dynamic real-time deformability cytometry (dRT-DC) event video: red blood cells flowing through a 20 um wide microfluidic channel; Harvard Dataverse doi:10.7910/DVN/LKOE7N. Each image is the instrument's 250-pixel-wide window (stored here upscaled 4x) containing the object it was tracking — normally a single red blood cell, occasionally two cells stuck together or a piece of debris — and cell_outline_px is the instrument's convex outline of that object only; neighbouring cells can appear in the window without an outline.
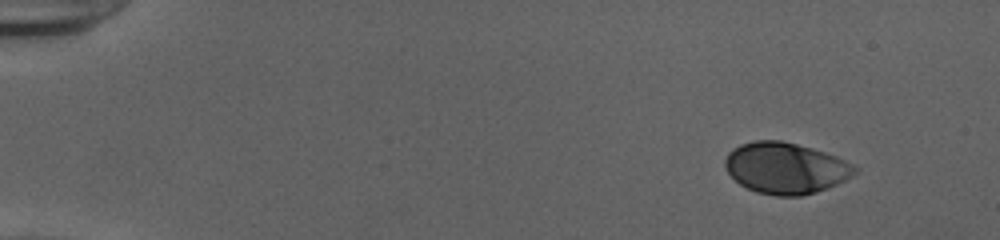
{"species": "human", "species_latin": "Homo sapiens", "temperature_condition": "cold", "stored_images_in_passage": 49, "camera_frame_rate_fps": 3000, "um_per_image_px": 0.085, "donor": {"sex": "female"}, "frame": {"image": 1, "passage_image": 1, "time_ms": 0.0, "image_size_px": [1000, 240], "cell_outline_px": [[860, 168], [852, 176], [836, 184], [816, 192], [800, 196], [776, 196], [756, 192], [740, 184], [728, 172], [724, 164], [724, 160], [728, 152], [732, 148], [740, 144], [752, 140], [780, 140], [812, 148], [836, 156]], "centroid_in_image_um": [66.76, 14.28], "position_along_channel_um": 18.2, "area_um2": 38.73}}
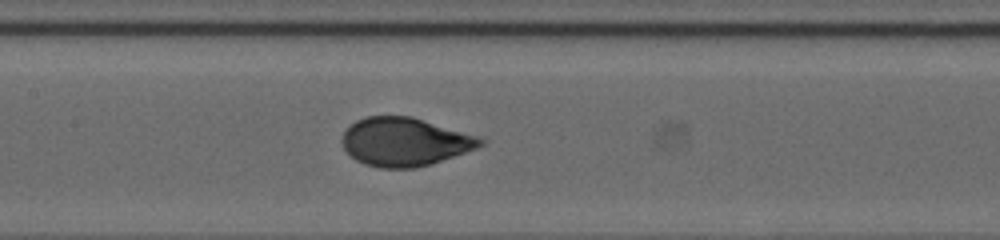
{"frame": {"image": 2, "passage_image": 23, "time_ms": 7.333, "image_size_px": [1000, 240], "cell_outline_px": [[484, 144], [476, 148], [432, 164], [416, 168], [380, 168], [364, 164], [356, 160], [344, 148], [340, 140], [344, 132], [356, 120], [368, 116], [412, 116], [480, 136], [484, 140]], "centroid_in_image_um": [34.41, 12.05], "position_along_channel_um": 173.0, "area_um2": 39.13}}
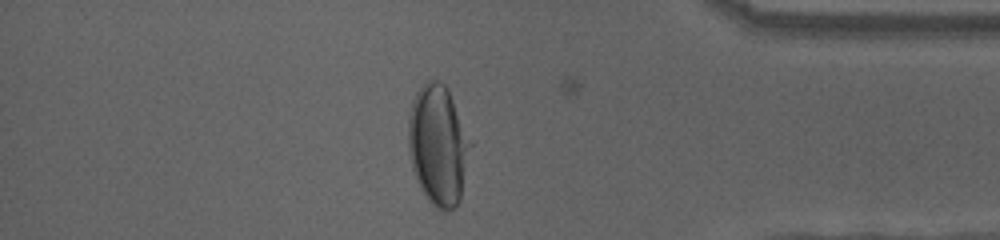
{"frame": {"image": 3, "passage_image": 42, "time_ms": 13.667, "image_size_px": [1000, 240], "cell_outline_px": [[472, 144], [460, 200], [452, 208], [436, 208], [428, 200], [420, 188], [416, 180], [412, 168], [408, 148], [408, 120], [412, 100], [416, 92], [432, 76], [440, 80], [448, 88]], "centroid_in_image_um": [37.23, 12.28], "position_along_channel_um": 398.0, "area_um2": 43.52}, "authors_computed_cell_mechanics": {"area_um2": 39.3618, "velocity_mm_per_s": 3.8942, "shape_relaxation_time_tau1_ms": 3.7111, "shape_relaxation_time_tau2_ms": null, "deformation_change_tau1": 0.1882, "deformation_change_tau2": null}}